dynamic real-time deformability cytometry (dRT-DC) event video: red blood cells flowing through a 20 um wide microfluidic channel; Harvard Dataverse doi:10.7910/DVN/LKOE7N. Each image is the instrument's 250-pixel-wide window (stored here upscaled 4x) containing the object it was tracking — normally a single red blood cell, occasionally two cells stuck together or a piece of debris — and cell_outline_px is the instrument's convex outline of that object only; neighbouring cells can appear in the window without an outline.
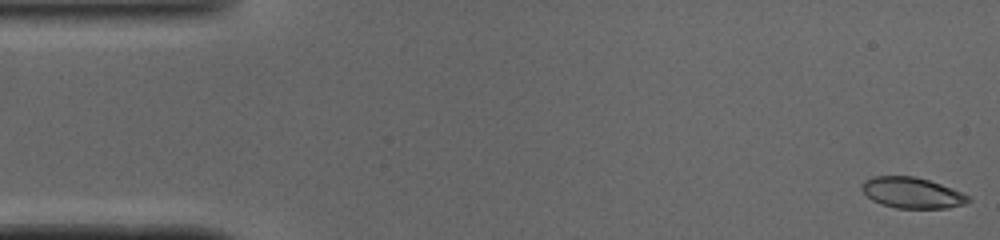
{"species": "common noctule bat (a hibernating species)", "species_latin": "Nyctalus noctula", "temperature_condition": "cold", "stored_images_in_passage": 48, "camera_frame_rate_fps": 3000, "um_per_image_px": 0.085, "animal": {"sex": "male", "body_mass_g": 19.0, "forearm_length_mm": 50.8}, "frame": {"image": 1, "passage_image": 1, "time_ms": 0.0, "image_size_px": [1000, 240], "cell_outline_px": [[972, 200], [964, 204], [948, 208], [896, 208], [872, 200], [860, 188], [860, 184], [864, 180], [872, 176], [916, 176], [940, 184], [960, 192], [968, 196]], "centroid_in_image_um": [77.49, 16.38], "position_along_channel_um": 7.5, "area_um2": 19.02}}
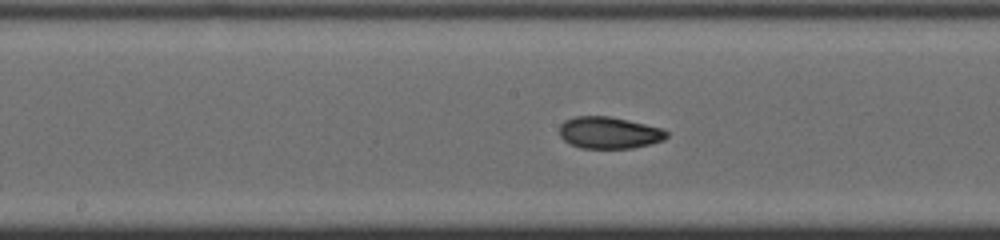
{"frame": {"image": 2, "passage_image": 24, "time_ms": 7.667, "image_size_px": [1000, 240], "cell_outline_px": [[668, 136], [664, 140], [632, 148], [580, 148], [568, 144], [560, 136], [560, 124], [564, 120], [576, 116], [608, 116], [628, 120], [660, 128], [668, 132]], "centroid_in_image_um": [51.73, 11.28], "position_along_channel_um": 196.5, "area_um2": 19.83}}
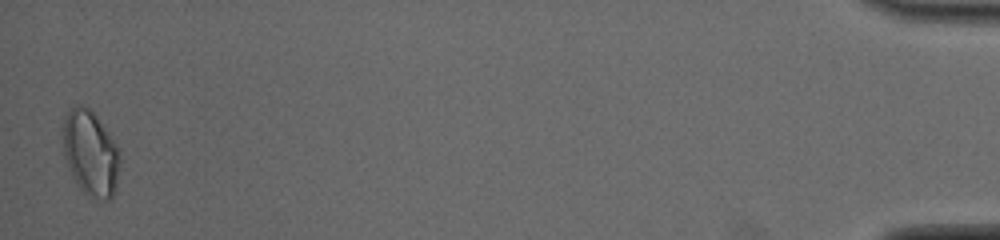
{"frame": {"image": 3, "passage_image": 48, "time_ms": 15.667, "image_size_px": [1000, 240], "cell_outline_px": [[120, 164], [112, 200], [100, 204], [92, 200], [80, 188], [72, 176], [68, 168], [64, 156], [60, 124], [64, 116], [72, 104], [84, 104], [96, 116], [116, 144], [120, 152]], "centroid_in_image_um": [7.66, 13.04], "position_along_channel_um": 427.5, "area_um2": 29.3}, "authors_computed_cell_mechanics": {"area_um2": 19.9699, "velocity_mm_per_s": 4.0957, "shape_relaxation_time_tau1_ms": 6.3159, "shape_relaxation_time_tau2_ms": 1.8054, "deformation_change_tau1": 0.1747, "deformation_change_tau2": 0.0632}}